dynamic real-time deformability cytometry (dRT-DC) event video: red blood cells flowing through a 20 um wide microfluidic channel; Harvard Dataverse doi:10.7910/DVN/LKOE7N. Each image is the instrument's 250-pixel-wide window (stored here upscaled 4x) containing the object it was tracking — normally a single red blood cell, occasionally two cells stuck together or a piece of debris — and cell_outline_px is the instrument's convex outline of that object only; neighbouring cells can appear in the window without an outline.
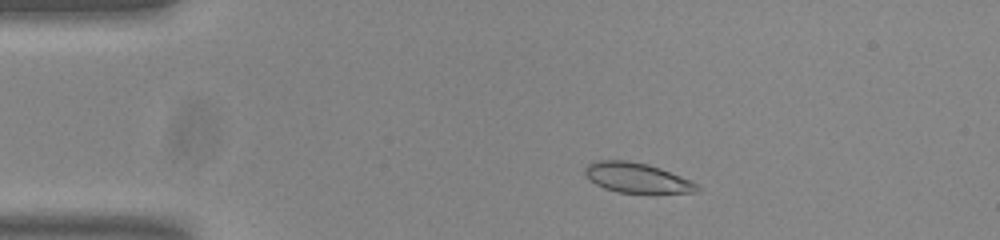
{"species": "common noctule bat (a hibernating species)", "species_latin": "Nyctalus noctula", "temperature_condition": "room temperature", "stored_images_in_passage": 51, "camera_frame_rate_fps": 3000, "um_per_image_px": 0.085, "animal": {"sex": "male", "body_mass_g": 20.0, "forearm_length_mm": 53.3}, "frame": {"image": 1, "passage_image": 7, "time_ms": 2.0, "image_size_px": [1000, 240], "cell_outline_px": [[700, 188], [696, 192], [616, 192], [604, 188], [596, 184], [584, 172], [584, 168], [588, 164], [596, 160], [628, 160], [648, 164], [660, 168], [680, 176], [696, 184]], "centroid_in_image_um": [54.08, 15.09], "position_along_channel_um": 30.9, "area_um2": 19.13}}
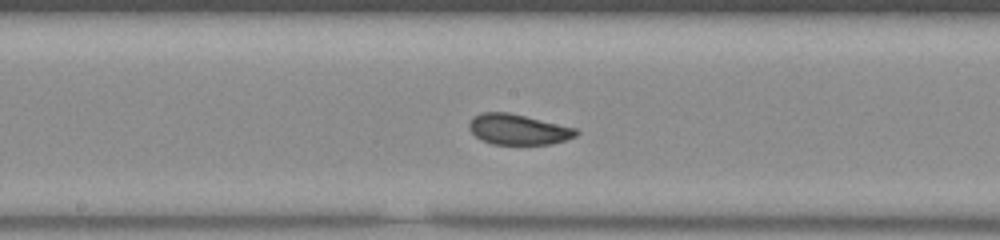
{"frame": {"image": 2, "passage_image": 25, "time_ms": 8.0, "image_size_px": [1000, 240], "cell_outline_px": [[580, 132], [576, 136], [552, 144], [492, 144], [480, 140], [468, 128], [468, 124], [472, 116], [480, 112], [508, 112], [576, 128]], "centroid_in_image_um": [44.01, 11.0], "position_along_channel_um": 204.2, "area_um2": 19.07}}
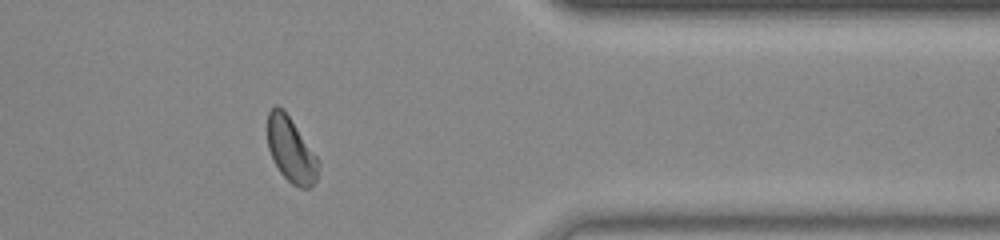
{"frame": {"image": 3, "passage_image": 41, "time_ms": 13.333, "image_size_px": [1000, 240], "cell_outline_px": [[320, 164], [316, 180], [308, 188], [300, 188], [292, 184], [280, 172], [272, 160], [268, 148], [268, 112], [276, 104], [284, 108], [316, 156]], "centroid_in_image_um": [24.72, 12.73], "position_along_channel_um": 386.7, "area_um2": 19.19}, "authors_computed_cell_mechanics": {"area_um2": 19.7098, "velocity_mm_per_s": 3.7513, "shape_relaxation_time_tau1_ms": 4.0941, "shape_relaxation_time_tau2_ms": 2.1856, "deformation_change_tau1": 0.0804, "deformation_change_tau2": 0.0711}}